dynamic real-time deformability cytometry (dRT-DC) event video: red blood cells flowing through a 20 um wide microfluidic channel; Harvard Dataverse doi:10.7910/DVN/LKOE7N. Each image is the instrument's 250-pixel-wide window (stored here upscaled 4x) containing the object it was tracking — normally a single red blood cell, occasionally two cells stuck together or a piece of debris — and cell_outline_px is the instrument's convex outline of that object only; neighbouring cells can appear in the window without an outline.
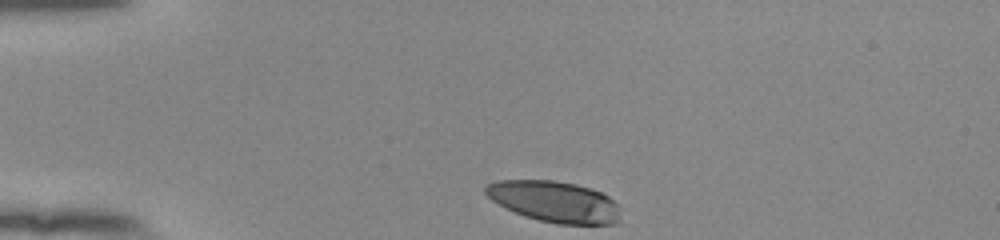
{"species": "human", "species_latin": "Homo sapiens", "temperature_condition": "room temperature", "stored_images_in_passage": 34, "camera_frame_rate_fps": 3000, "um_per_image_px": 0.085, "donor": {"sex": "female"}, "frame": {"image": 1, "passage_image": 1, "time_ms": 0.0, "image_size_px": [1000, 240], "cell_outline_px": [[620, 224], [556, 224], [524, 216], [504, 208], [492, 200], [484, 192], [484, 184], [496, 180], [552, 180], [576, 184], [600, 192], [608, 196], [616, 204], [620, 220]], "centroid_in_image_um": [47.08, 17.14], "position_along_channel_um": 37.9, "area_um2": 32.43}}
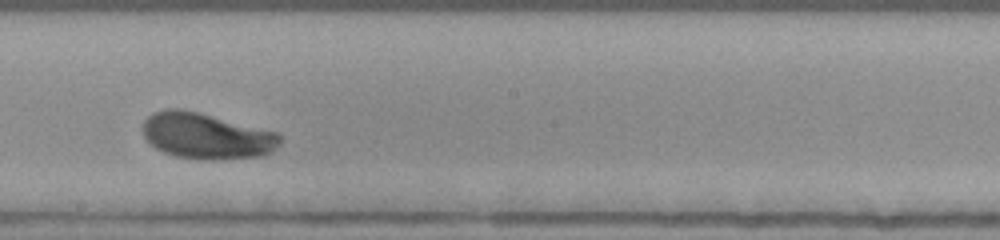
{"frame": {"image": 2, "passage_image": 20, "time_ms": 6.333, "image_size_px": [1000, 240], "cell_outline_px": [[280, 144], [272, 152], [260, 156], [220, 160], [204, 160], [176, 156], [164, 152], [148, 144], [144, 136], [144, 120], [152, 112], [168, 108], [180, 108], [280, 132]], "centroid_in_image_um": [17.56, 11.56], "position_along_channel_um": 230.6, "area_um2": 37.05}}
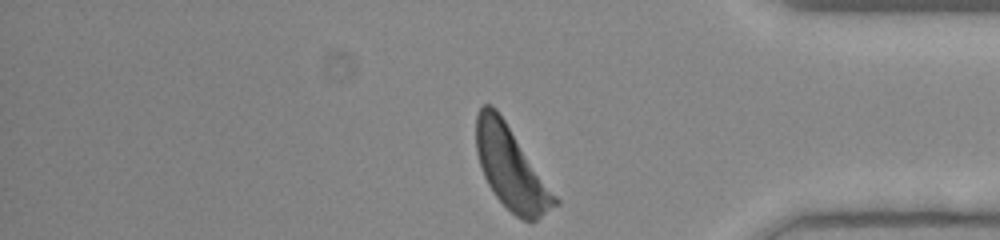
{"frame": {"image": 3, "passage_image": 34, "time_ms": 11.0, "image_size_px": [1000, 240], "cell_outline_px": [[560, 204], [536, 220], [524, 220], [516, 216], [496, 196], [488, 184], [484, 176], [476, 152], [476, 116], [480, 108], [484, 104], [492, 104], [496, 108], [560, 200]], "centroid_in_image_um": [43.44, 14.28], "position_along_channel_um": 391.8, "area_um2": 37.28}, "authors_computed_cell_mechanics": {"area_um2": 35.6337, "velocity_mm_per_s": 3.821, "shape_relaxation_time_tau1_ms": 2.8777, "shape_relaxation_time_tau2_ms": null, "deformation_change_tau1": 0.161, "deformation_change_tau2": null}}